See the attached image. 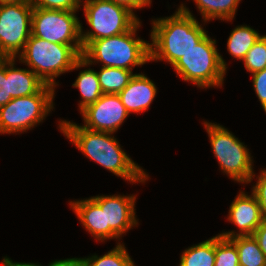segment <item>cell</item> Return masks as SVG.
<instances>
[{
	"mask_svg": "<svg viewBox=\"0 0 266 266\" xmlns=\"http://www.w3.org/2000/svg\"><path fill=\"white\" fill-rule=\"evenodd\" d=\"M60 122L62 133L89 159L132 183L148 179V174L121 149L112 133L91 131L70 121Z\"/></svg>",
	"mask_w": 266,
	"mask_h": 266,
	"instance_id": "1",
	"label": "cell"
},
{
	"mask_svg": "<svg viewBox=\"0 0 266 266\" xmlns=\"http://www.w3.org/2000/svg\"><path fill=\"white\" fill-rule=\"evenodd\" d=\"M150 61L165 60L172 66L207 35L186 6L170 17L152 22Z\"/></svg>",
	"mask_w": 266,
	"mask_h": 266,
	"instance_id": "2",
	"label": "cell"
},
{
	"mask_svg": "<svg viewBox=\"0 0 266 266\" xmlns=\"http://www.w3.org/2000/svg\"><path fill=\"white\" fill-rule=\"evenodd\" d=\"M82 53V45L51 43L31 34L19 54V60L31 67L45 84L55 87V78L59 75L88 66L82 58Z\"/></svg>",
	"mask_w": 266,
	"mask_h": 266,
	"instance_id": "3",
	"label": "cell"
},
{
	"mask_svg": "<svg viewBox=\"0 0 266 266\" xmlns=\"http://www.w3.org/2000/svg\"><path fill=\"white\" fill-rule=\"evenodd\" d=\"M140 26L139 21L131 30L123 34L92 41L83 50L82 58L88 65L100 61L103 67L131 71L134 66H142L150 61V47L143 39L135 38Z\"/></svg>",
	"mask_w": 266,
	"mask_h": 266,
	"instance_id": "4",
	"label": "cell"
},
{
	"mask_svg": "<svg viewBox=\"0 0 266 266\" xmlns=\"http://www.w3.org/2000/svg\"><path fill=\"white\" fill-rule=\"evenodd\" d=\"M215 44L207 34L172 66L177 75L199 88L222 86L227 67Z\"/></svg>",
	"mask_w": 266,
	"mask_h": 266,
	"instance_id": "5",
	"label": "cell"
},
{
	"mask_svg": "<svg viewBox=\"0 0 266 266\" xmlns=\"http://www.w3.org/2000/svg\"><path fill=\"white\" fill-rule=\"evenodd\" d=\"M83 6L87 22L92 27L85 33L80 25L83 50L92 41L123 34L139 22L134 12L109 0H91Z\"/></svg>",
	"mask_w": 266,
	"mask_h": 266,
	"instance_id": "6",
	"label": "cell"
},
{
	"mask_svg": "<svg viewBox=\"0 0 266 266\" xmlns=\"http://www.w3.org/2000/svg\"><path fill=\"white\" fill-rule=\"evenodd\" d=\"M55 87L46 84L37 94L17 97L0 107V133L25 132L53 110Z\"/></svg>",
	"mask_w": 266,
	"mask_h": 266,
	"instance_id": "7",
	"label": "cell"
},
{
	"mask_svg": "<svg viewBox=\"0 0 266 266\" xmlns=\"http://www.w3.org/2000/svg\"><path fill=\"white\" fill-rule=\"evenodd\" d=\"M214 156L221 170L234 181L250 183L255 176L246 146L222 125L204 122Z\"/></svg>",
	"mask_w": 266,
	"mask_h": 266,
	"instance_id": "8",
	"label": "cell"
},
{
	"mask_svg": "<svg viewBox=\"0 0 266 266\" xmlns=\"http://www.w3.org/2000/svg\"><path fill=\"white\" fill-rule=\"evenodd\" d=\"M32 12L30 0L0 4V56L16 59L23 51L31 36Z\"/></svg>",
	"mask_w": 266,
	"mask_h": 266,
	"instance_id": "9",
	"label": "cell"
},
{
	"mask_svg": "<svg viewBox=\"0 0 266 266\" xmlns=\"http://www.w3.org/2000/svg\"><path fill=\"white\" fill-rule=\"evenodd\" d=\"M76 12L33 8L31 34L51 43L82 45Z\"/></svg>",
	"mask_w": 266,
	"mask_h": 266,
	"instance_id": "10",
	"label": "cell"
},
{
	"mask_svg": "<svg viewBox=\"0 0 266 266\" xmlns=\"http://www.w3.org/2000/svg\"><path fill=\"white\" fill-rule=\"evenodd\" d=\"M104 211L105 240L119 238L122 234L137 226L135 216V195L95 196L91 197Z\"/></svg>",
	"mask_w": 266,
	"mask_h": 266,
	"instance_id": "11",
	"label": "cell"
},
{
	"mask_svg": "<svg viewBox=\"0 0 266 266\" xmlns=\"http://www.w3.org/2000/svg\"><path fill=\"white\" fill-rule=\"evenodd\" d=\"M81 114L84 119L82 127L112 134L129 115L118 94H102L95 103L82 110Z\"/></svg>",
	"mask_w": 266,
	"mask_h": 266,
	"instance_id": "12",
	"label": "cell"
},
{
	"mask_svg": "<svg viewBox=\"0 0 266 266\" xmlns=\"http://www.w3.org/2000/svg\"><path fill=\"white\" fill-rule=\"evenodd\" d=\"M227 219L229 222L235 224L240 231L239 233L231 231L219 234L227 239L236 236L253 235L264 220L261 215L259 203L254 194L248 195L242 191L231 203Z\"/></svg>",
	"mask_w": 266,
	"mask_h": 266,
	"instance_id": "13",
	"label": "cell"
},
{
	"mask_svg": "<svg viewBox=\"0 0 266 266\" xmlns=\"http://www.w3.org/2000/svg\"><path fill=\"white\" fill-rule=\"evenodd\" d=\"M157 94L152 80L144 74H135L128 85L118 94L128 113H139L149 109Z\"/></svg>",
	"mask_w": 266,
	"mask_h": 266,
	"instance_id": "14",
	"label": "cell"
},
{
	"mask_svg": "<svg viewBox=\"0 0 266 266\" xmlns=\"http://www.w3.org/2000/svg\"><path fill=\"white\" fill-rule=\"evenodd\" d=\"M15 58L6 57V79L12 99L37 94L46 84L29 69L14 67Z\"/></svg>",
	"mask_w": 266,
	"mask_h": 266,
	"instance_id": "15",
	"label": "cell"
},
{
	"mask_svg": "<svg viewBox=\"0 0 266 266\" xmlns=\"http://www.w3.org/2000/svg\"><path fill=\"white\" fill-rule=\"evenodd\" d=\"M72 209L84 228L92 234L96 240H105V218L104 211L92 199L76 200L70 202Z\"/></svg>",
	"mask_w": 266,
	"mask_h": 266,
	"instance_id": "16",
	"label": "cell"
},
{
	"mask_svg": "<svg viewBox=\"0 0 266 266\" xmlns=\"http://www.w3.org/2000/svg\"><path fill=\"white\" fill-rule=\"evenodd\" d=\"M261 38V35L250 26H237L232 30L227 49L230 55L237 60H243L251 47Z\"/></svg>",
	"mask_w": 266,
	"mask_h": 266,
	"instance_id": "17",
	"label": "cell"
},
{
	"mask_svg": "<svg viewBox=\"0 0 266 266\" xmlns=\"http://www.w3.org/2000/svg\"><path fill=\"white\" fill-rule=\"evenodd\" d=\"M239 255V266H266V256L253 235L230 238Z\"/></svg>",
	"mask_w": 266,
	"mask_h": 266,
	"instance_id": "18",
	"label": "cell"
},
{
	"mask_svg": "<svg viewBox=\"0 0 266 266\" xmlns=\"http://www.w3.org/2000/svg\"><path fill=\"white\" fill-rule=\"evenodd\" d=\"M205 22L211 19L231 21L240 0H193Z\"/></svg>",
	"mask_w": 266,
	"mask_h": 266,
	"instance_id": "19",
	"label": "cell"
},
{
	"mask_svg": "<svg viewBox=\"0 0 266 266\" xmlns=\"http://www.w3.org/2000/svg\"><path fill=\"white\" fill-rule=\"evenodd\" d=\"M215 237L184 250L179 266H214Z\"/></svg>",
	"mask_w": 266,
	"mask_h": 266,
	"instance_id": "20",
	"label": "cell"
},
{
	"mask_svg": "<svg viewBox=\"0 0 266 266\" xmlns=\"http://www.w3.org/2000/svg\"><path fill=\"white\" fill-rule=\"evenodd\" d=\"M134 75L131 70L103 66L97 72L103 94H119Z\"/></svg>",
	"mask_w": 266,
	"mask_h": 266,
	"instance_id": "21",
	"label": "cell"
},
{
	"mask_svg": "<svg viewBox=\"0 0 266 266\" xmlns=\"http://www.w3.org/2000/svg\"><path fill=\"white\" fill-rule=\"evenodd\" d=\"M72 86L81 92L80 112L88 105L95 103L103 94L97 72L92 69L81 71Z\"/></svg>",
	"mask_w": 266,
	"mask_h": 266,
	"instance_id": "22",
	"label": "cell"
},
{
	"mask_svg": "<svg viewBox=\"0 0 266 266\" xmlns=\"http://www.w3.org/2000/svg\"><path fill=\"white\" fill-rule=\"evenodd\" d=\"M84 261L86 266H135L124 244L121 243H118L113 250L102 256L93 255L84 258Z\"/></svg>",
	"mask_w": 266,
	"mask_h": 266,
	"instance_id": "23",
	"label": "cell"
},
{
	"mask_svg": "<svg viewBox=\"0 0 266 266\" xmlns=\"http://www.w3.org/2000/svg\"><path fill=\"white\" fill-rule=\"evenodd\" d=\"M214 266H239V255L235 244L219 234L215 236Z\"/></svg>",
	"mask_w": 266,
	"mask_h": 266,
	"instance_id": "24",
	"label": "cell"
},
{
	"mask_svg": "<svg viewBox=\"0 0 266 266\" xmlns=\"http://www.w3.org/2000/svg\"><path fill=\"white\" fill-rule=\"evenodd\" d=\"M243 61L247 71L252 74L266 68V35L251 47Z\"/></svg>",
	"mask_w": 266,
	"mask_h": 266,
	"instance_id": "25",
	"label": "cell"
},
{
	"mask_svg": "<svg viewBox=\"0 0 266 266\" xmlns=\"http://www.w3.org/2000/svg\"><path fill=\"white\" fill-rule=\"evenodd\" d=\"M33 8L77 11L80 7L74 0H30Z\"/></svg>",
	"mask_w": 266,
	"mask_h": 266,
	"instance_id": "26",
	"label": "cell"
},
{
	"mask_svg": "<svg viewBox=\"0 0 266 266\" xmlns=\"http://www.w3.org/2000/svg\"><path fill=\"white\" fill-rule=\"evenodd\" d=\"M252 193L257 199L263 219H266V170L258 176V182L252 188Z\"/></svg>",
	"mask_w": 266,
	"mask_h": 266,
	"instance_id": "27",
	"label": "cell"
},
{
	"mask_svg": "<svg viewBox=\"0 0 266 266\" xmlns=\"http://www.w3.org/2000/svg\"><path fill=\"white\" fill-rule=\"evenodd\" d=\"M252 75L255 93L266 113V68Z\"/></svg>",
	"mask_w": 266,
	"mask_h": 266,
	"instance_id": "28",
	"label": "cell"
},
{
	"mask_svg": "<svg viewBox=\"0 0 266 266\" xmlns=\"http://www.w3.org/2000/svg\"><path fill=\"white\" fill-rule=\"evenodd\" d=\"M11 100L8 79H6V57L0 56V107L6 105Z\"/></svg>",
	"mask_w": 266,
	"mask_h": 266,
	"instance_id": "29",
	"label": "cell"
},
{
	"mask_svg": "<svg viewBox=\"0 0 266 266\" xmlns=\"http://www.w3.org/2000/svg\"><path fill=\"white\" fill-rule=\"evenodd\" d=\"M253 237L256 239L260 249L266 256V219H264L261 225L255 230Z\"/></svg>",
	"mask_w": 266,
	"mask_h": 266,
	"instance_id": "30",
	"label": "cell"
},
{
	"mask_svg": "<svg viewBox=\"0 0 266 266\" xmlns=\"http://www.w3.org/2000/svg\"><path fill=\"white\" fill-rule=\"evenodd\" d=\"M116 4L122 5L133 12L134 9L143 8L146 5L151 4V0H109Z\"/></svg>",
	"mask_w": 266,
	"mask_h": 266,
	"instance_id": "31",
	"label": "cell"
},
{
	"mask_svg": "<svg viewBox=\"0 0 266 266\" xmlns=\"http://www.w3.org/2000/svg\"><path fill=\"white\" fill-rule=\"evenodd\" d=\"M48 266H86L84 258H69L64 260H55Z\"/></svg>",
	"mask_w": 266,
	"mask_h": 266,
	"instance_id": "32",
	"label": "cell"
},
{
	"mask_svg": "<svg viewBox=\"0 0 266 266\" xmlns=\"http://www.w3.org/2000/svg\"><path fill=\"white\" fill-rule=\"evenodd\" d=\"M1 266H42L35 263H20V262H13L10 258L5 257L2 260Z\"/></svg>",
	"mask_w": 266,
	"mask_h": 266,
	"instance_id": "33",
	"label": "cell"
},
{
	"mask_svg": "<svg viewBox=\"0 0 266 266\" xmlns=\"http://www.w3.org/2000/svg\"><path fill=\"white\" fill-rule=\"evenodd\" d=\"M26 0H0V4L23 3Z\"/></svg>",
	"mask_w": 266,
	"mask_h": 266,
	"instance_id": "34",
	"label": "cell"
},
{
	"mask_svg": "<svg viewBox=\"0 0 266 266\" xmlns=\"http://www.w3.org/2000/svg\"><path fill=\"white\" fill-rule=\"evenodd\" d=\"M91 0H85L84 3L82 4H86V3H89ZM74 2L80 7V4H81V0H74Z\"/></svg>",
	"mask_w": 266,
	"mask_h": 266,
	"instance_id": "35",
	"label": "cell"
}]
</instances>
